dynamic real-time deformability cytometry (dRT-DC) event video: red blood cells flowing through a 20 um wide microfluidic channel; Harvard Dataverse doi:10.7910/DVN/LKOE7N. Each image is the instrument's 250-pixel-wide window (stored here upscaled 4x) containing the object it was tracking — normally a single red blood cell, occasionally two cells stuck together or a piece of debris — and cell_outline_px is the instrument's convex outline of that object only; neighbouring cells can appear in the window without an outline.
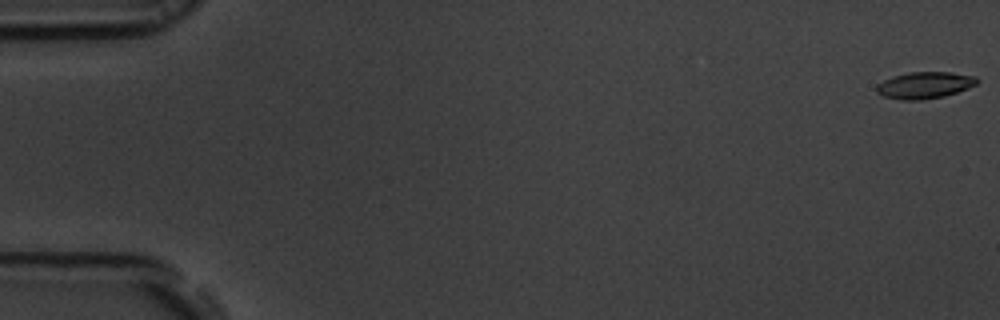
{"species": "common noctule bat (a hibernating species)", "species_latin": "Nyctalus noctula", "temperature_condition": "room temperature", "stored_images_in_passage": 46, "camera_frame_rate_fps": 3000, "um_per_image_px": 0.085, "animal": {"sex": "male", "body_mass_g": 19.5, "forearm_length_mm": 54.6}, "frame": {"image": 1, "passage_image": 1, "time_ms": 0.0, "image_size_px": [1000, 320], "cell_outline_px": [[980, 80], [976, 84], [968, 88], [944, 96], [920, 100], [900, 100], [884, 96], [876, 92], [876, 84], [892, 76], [908, 72], [952, 72], [976, 76]], "centroid_in_image_um": [78.59, 7.23], "position_along_channel_um": 6.4, "area_um2": 15.72}}
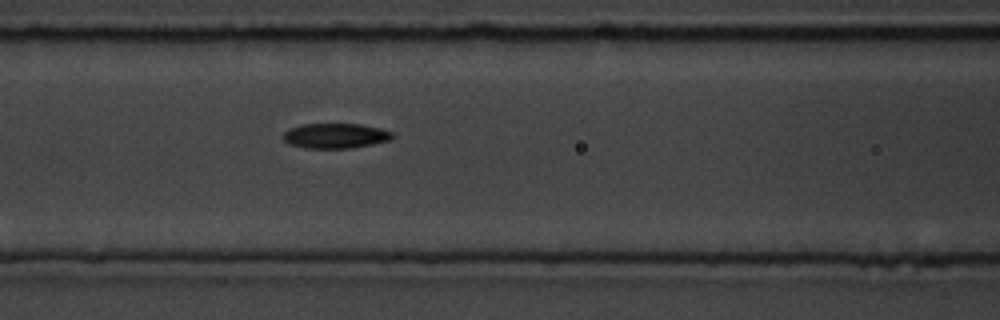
{"frame": {"image": 2, "passage_image": 24, "time_ms": 7.667, "image_size_px": [1000, 320], "cell_outline_px": [[396, 136], [392, 140], [352, 148], [304, 148], [288, 144], [284, 140], [284, 132], [288, 128], [304, 124], [360, 124], [380, 128], [392, 132]], "centroid_in_image_um": [28.53, 11.54], "position_along_channel_um": 138.1, "area_um2": 16.07}}
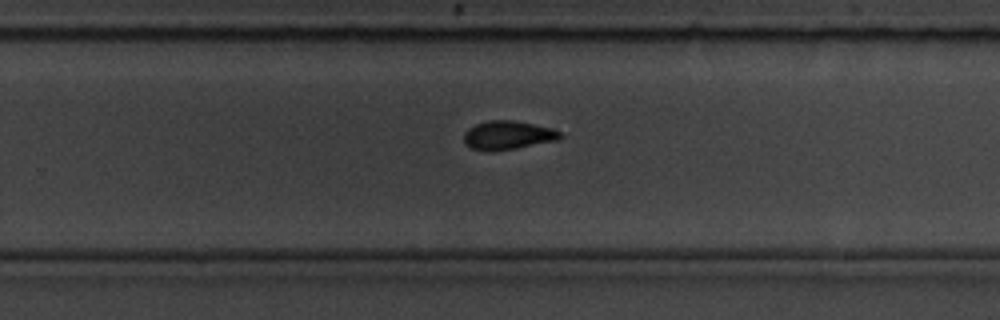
{"frame": {"image": 3, "passage_image": 36, "time_ms": 11.667, "image_size_px": [1000, 320], "cell_outline_px": [[564, 136], [556, 140], [516, 148], [492, 152], [488, 152], [472, 148], [464, 144], [464, 132], [468, 128], [476, 124], [488, 120], [512, 120], [556, 128], [564, 132]], "centroid_in_image_um": [43.19, 11.49], "position_along_channel_um": 286.6, "area_um2": 16.42}}